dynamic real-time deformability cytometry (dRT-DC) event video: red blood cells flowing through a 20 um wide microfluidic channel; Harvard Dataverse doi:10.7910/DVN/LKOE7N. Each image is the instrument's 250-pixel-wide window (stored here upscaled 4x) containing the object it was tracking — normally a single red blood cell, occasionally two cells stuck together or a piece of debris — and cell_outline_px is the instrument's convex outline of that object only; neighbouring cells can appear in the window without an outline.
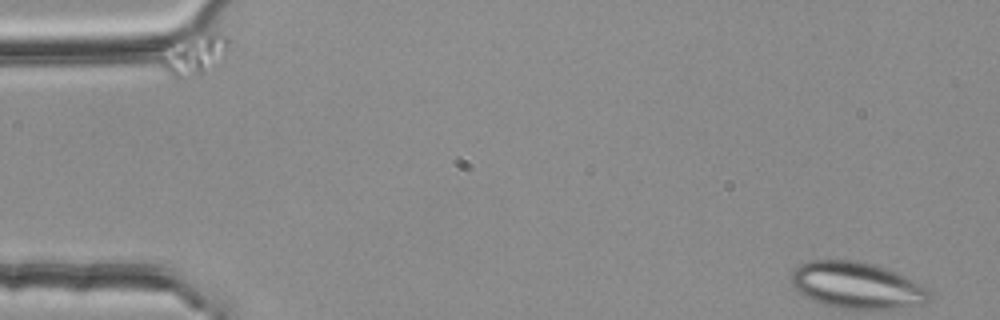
{"species": "common noctule bat (a hibernating species)", "species_latin": "Nyctalus noctula", "temperature_condition": "room temperature", "stored_images_in_passage": 7, "camera_frame_rate_fps": 3000, "um_per_image_px": 0.085, "animal": {"sex": "female", "body_mass_g": 25.1}, "frame": {"image": 1, "passage_image": 1, "time_ms": 0.0, "image_size_px": [1000, 320], "cell_outline_px": [[228, 48], [224, 60], [220, 64], [196, 76], [176, 80], [160, 64], [160, 44], [208, 32], [212, 32], [228, 36]], "centroid_in_image_um": [16.45, 4.64], "position_along_channel_um": 68.6, "area_um2": 17.05}}